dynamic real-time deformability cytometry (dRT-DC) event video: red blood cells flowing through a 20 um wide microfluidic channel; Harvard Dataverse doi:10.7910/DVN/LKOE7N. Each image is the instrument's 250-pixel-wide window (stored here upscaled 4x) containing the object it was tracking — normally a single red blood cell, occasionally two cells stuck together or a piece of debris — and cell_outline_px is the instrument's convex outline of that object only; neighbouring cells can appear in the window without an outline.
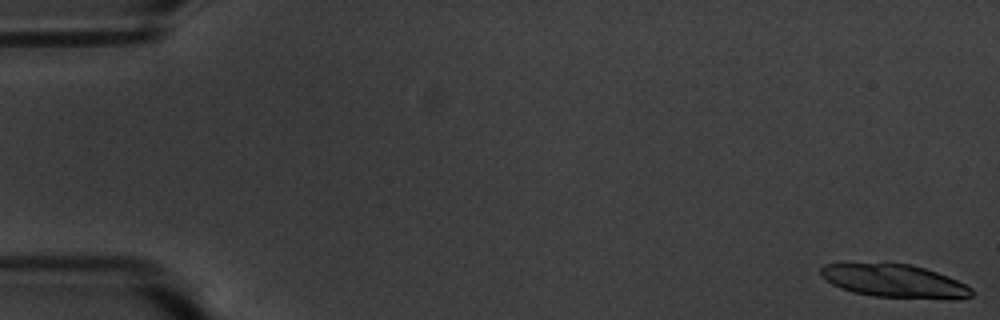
{"species": "common noctule bat (a hibernating species)", "species_latin": "Nyctalus noctula", "temperature_condition": "warm", "stored_images_in_passage": 28, "camera_frame_rate_fps": 3000, "um_per_image_px": 0.085, "animal": {"sex": "male", "body_mass_g": 20.1, "forearm_length_mm": 53.5}, "frame": {"image": 1, "passage_image": 1, "time_ms": 0.0, "image_size_px": [1000, 320], "cell_outline_px": [[972, 296], [872, 296], [852, 292], [840, 288], [832, 284], [820, 276], [820, 268], [824, 264], [912, 264], [948, 276], [972, 288]], "centroid_in_image_um": [75.88, 23.84], "position_along_channel_um": 9.1, "area_um2": 27.63}}
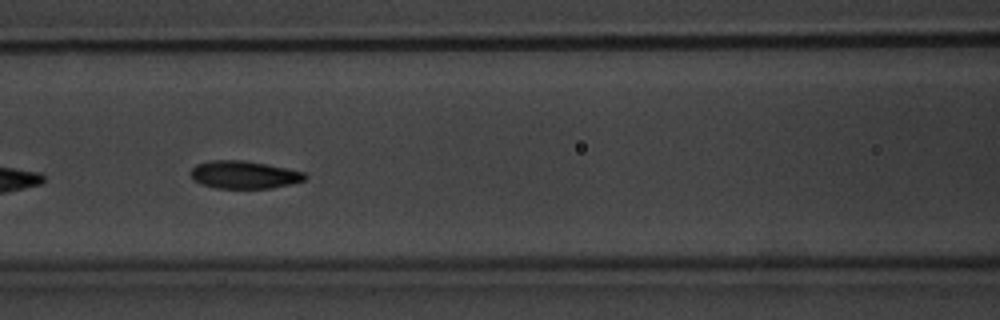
{"frame": {"image": 2, "passage_image": 26, "time_ms": 8.333, "image_size_px": [1000, 320], "cell_outline_px": [[308, 176], [304, 180], [292, 184], [272, 188], [216, 188], [200, 184], [192, 180], [188, 172], [196, 164], [208, 160], [244, 160], [268, 164], [304, 172]], "centroid_in_image_um": [20.7, 14.85], "position_along_channel_um": 145.9, "area_um2": 18.79}}